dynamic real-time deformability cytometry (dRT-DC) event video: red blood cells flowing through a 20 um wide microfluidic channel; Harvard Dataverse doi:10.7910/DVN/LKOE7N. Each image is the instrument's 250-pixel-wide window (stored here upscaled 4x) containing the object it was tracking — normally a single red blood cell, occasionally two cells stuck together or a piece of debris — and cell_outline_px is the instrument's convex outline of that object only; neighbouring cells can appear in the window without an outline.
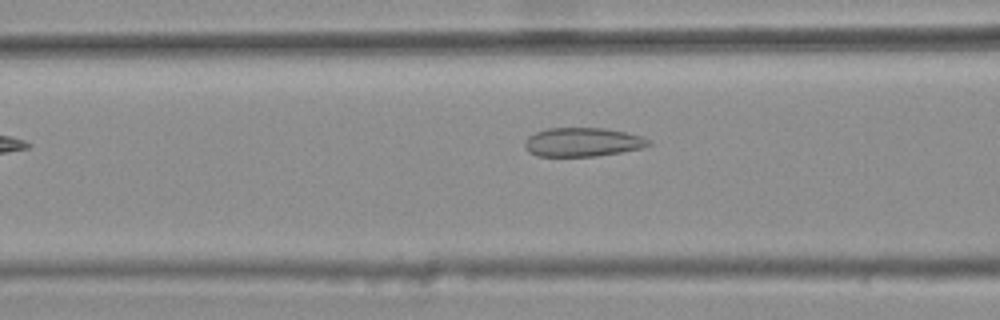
{"species": "common noctule bat (a hibernating species)", "species_latin": "Nyctalus noctula", "temperature_condition": "warm", "stored_images_in_passage": 5, "camera_frame_rate_fps": 3000, "um_per_image_px": 0.085, "animal": {"sex": "female", "body_mass_g": 25.1}, "frame": {"image": 1, "passage_image": 5, "time_ms": 1.333, "image_size_px": [1000, 320], "cell_outline_px": [[652, 144], [644, 148], [596, 156], [536, 156], [528, 152], [524, 144], [524, 140], [528, 136], [536, 132], [548, 128], [604, 128], [624, 132], [640, 136], [648, 140]], "centroid_in_image_um": [49.49, 12.08], "position_along_channel_um": 117.1, "area_um2": 20.81}}